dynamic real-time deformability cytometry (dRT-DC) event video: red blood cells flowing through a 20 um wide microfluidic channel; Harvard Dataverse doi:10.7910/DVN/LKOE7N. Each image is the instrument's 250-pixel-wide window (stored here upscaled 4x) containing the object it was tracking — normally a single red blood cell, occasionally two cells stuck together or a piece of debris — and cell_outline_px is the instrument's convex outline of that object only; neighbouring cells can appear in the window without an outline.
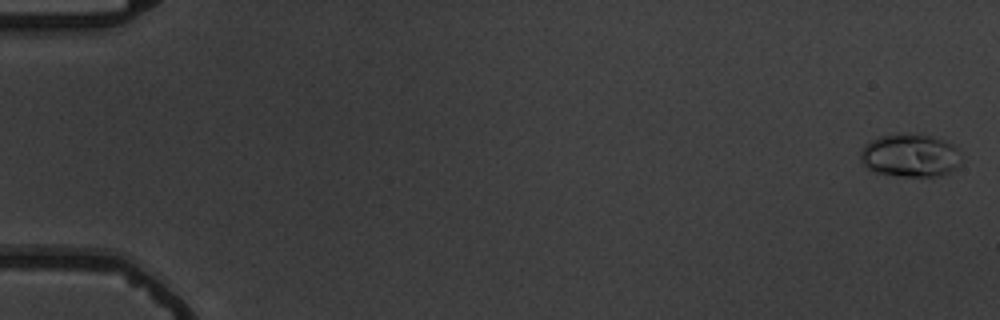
{"species": "common noctule bat (a hibernating species)", "species_latin": "Nyctalus noctula", "temperature_condition": "warm", "stored_images_in_passage": 6, "segment_of_instrument_passage": [2, 2], "camera_frame_rate_fps": 3000, "um_per_image_px": 0.085, "animal": {"sex": "male", "body_mass_g": 19.5, "forearm_length_mm": 54.6}, "frame": {"image": 1, "passage_image": 6, "time_ms": 6.667, "image_size_px": [1000, 320], "cell_outline_px": [[960, 164], [956, 168], [940, 176], [904, 176], [872, 172], [860, 160], [860, 152], [864, 144], [880, 136], [916, 132], [920, 132], [936, 136], [952, 144], [956, 148]], "centroid_in_image_um": [77.34, 13.19], "position_along_channel_um": 7.7, "area_um2": 25.55}}